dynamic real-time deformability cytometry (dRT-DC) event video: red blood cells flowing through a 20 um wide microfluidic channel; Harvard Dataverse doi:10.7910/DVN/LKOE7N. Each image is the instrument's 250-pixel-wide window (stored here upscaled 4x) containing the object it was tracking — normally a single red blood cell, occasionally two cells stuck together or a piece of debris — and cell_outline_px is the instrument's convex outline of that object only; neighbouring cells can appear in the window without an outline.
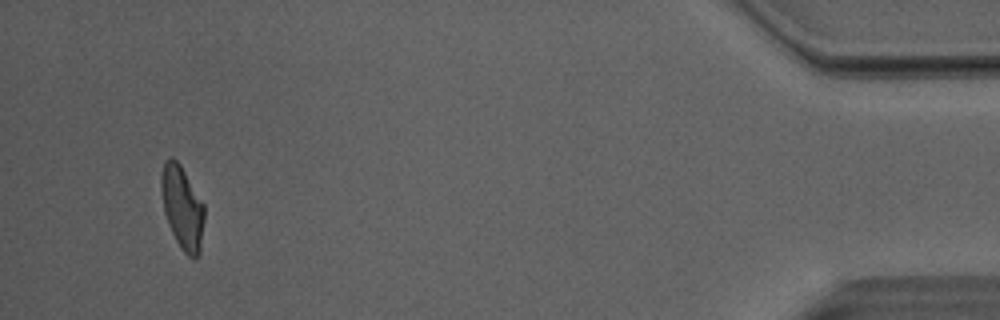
{"species": "Egyptian fruit bat (a non-hibernating species)", "species_latin": "Rousettus aegyptiacus", "temperature_condition": "room temperature", "stored_images_in_passage": 48, "camera_frame_rate_fps": 3000, "um_per_image_px": 0.085, "animal": {"sex": "male"}, "frame": {"image": 1, "passage_image": 47, "time_ms": 15.333, "image_size_px": [1000, 320], "cell_outline_px": [[204, 220], [200, 252], [196, 260], [188, 256], [180, 248], [168, 224], [164, 212], [160, 188], [160, 176], [164, 160], [168, 156], [172, 156], [180, 164], [204, 204]], "centroid_in_image_um": [15.48, 17.63], "position_along_channel_um": 419.7, "area_um2": 21.15}}